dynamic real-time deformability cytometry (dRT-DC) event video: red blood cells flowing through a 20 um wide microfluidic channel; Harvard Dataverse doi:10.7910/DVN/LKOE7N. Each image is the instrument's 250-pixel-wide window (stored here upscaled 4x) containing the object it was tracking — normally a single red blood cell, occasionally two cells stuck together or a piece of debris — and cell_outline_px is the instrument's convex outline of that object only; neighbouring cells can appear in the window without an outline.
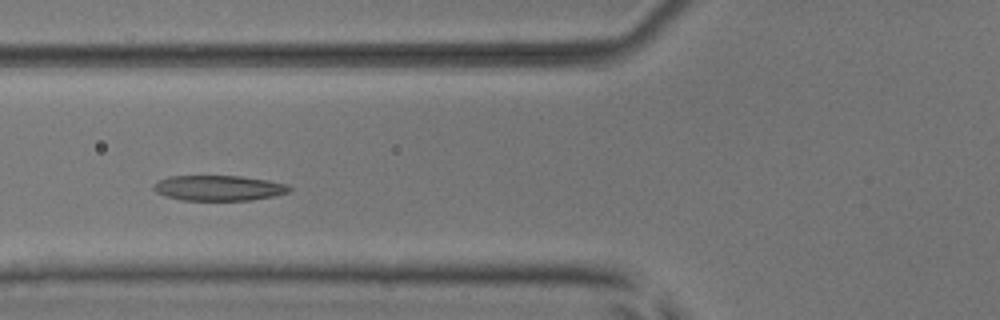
{"species": "common noctule bat (a hibernating species)", "species_latin": "Nyctalus noctula", "temperature_condition": "room temperature", "stored_images_in_passage": 5, "camera_frame_rate_fps": 3000, "um_per_image_px": 0.085, "animal": {"sex": "male", "body_mass_g": 17.9, "forearm_length_mm": 54.2}, "frame": {"image": 1, "passage_image": 5, "time_ms": 4.667, "image_size_px": [1000, 320], "cell_outline_px": [[292, 188], [288, 192], [272, 196], [252, 200], [180, 200], [156, 192], [152, 188], [160, 180], [168, 176], [240, 176], [268, 180], [288, 184]], "centroid_in_image_um": [18.62, 15.98], "position_along_channel_um": 107.2, "area_um2": 19.88}}